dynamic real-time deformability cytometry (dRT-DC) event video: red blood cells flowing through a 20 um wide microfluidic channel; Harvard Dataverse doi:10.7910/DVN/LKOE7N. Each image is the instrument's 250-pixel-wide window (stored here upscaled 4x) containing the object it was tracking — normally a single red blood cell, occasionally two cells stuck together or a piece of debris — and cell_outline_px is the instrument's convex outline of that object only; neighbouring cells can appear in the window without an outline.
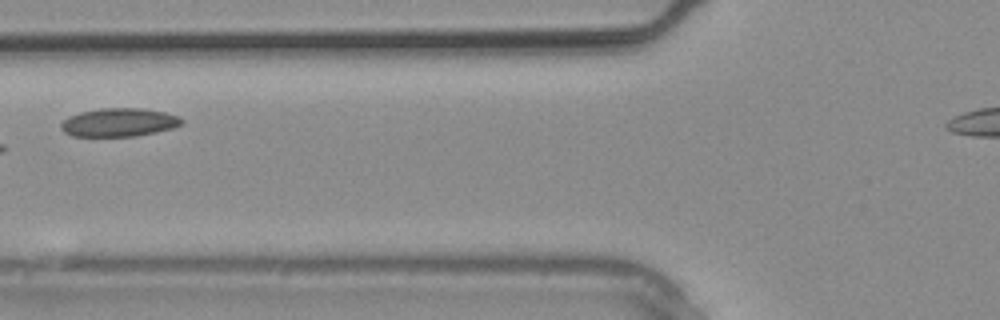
{"species": "common noctule bat (a hibernating species)", "species_latin": "Nyctalus noctula", "temperature_condition": "warm", "stored_images_in_passage": 3, "camera_frame_rate_fps": 3000, "um_per_image_px": 0.085, "animal": {"sex": "male", "body_mass_g": 20.4}, "frame": {"image": 1, "passage_image": 2, "time_ms": 0.333, "image_size_px": [1000, 320], "cell_outline_px": [[184, 124], [172, 128], [156, 132], [136, 136], [72, 136], [64, 132], [60, 128], [60, 124], [68, 116], [80, 112], [100, 108], [140, 108], [164, 112], [176, 116], [184, 120]], "centroid_in_image_um": [10.1, 10.4], "position_along_channel_um": 115.7, "area_um2": 20.0}}